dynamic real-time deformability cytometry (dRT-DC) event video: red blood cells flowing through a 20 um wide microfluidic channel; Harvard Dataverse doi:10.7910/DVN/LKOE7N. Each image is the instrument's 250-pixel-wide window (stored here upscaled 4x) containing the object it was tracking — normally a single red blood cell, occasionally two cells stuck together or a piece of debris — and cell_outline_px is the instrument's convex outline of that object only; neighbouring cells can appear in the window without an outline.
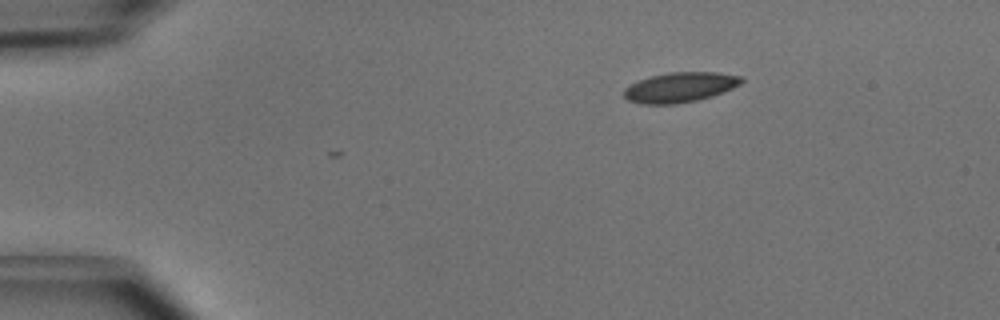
{"species": "common noctule bat (a hibernating species)", "species_latin": "Nyctalus noctula", "temperature_condition": "cold", "stored_images_in_passage": 2, "camera_frame_rate_fps": 3000, "um_per_image_px": 0.085, "animal": {"sex": "male", "body_mass_g": 15.6}, "frame": {"image": 1, "passage_image": 2, "time_ms": 0.333, "image_size_px": [1000, 320], "cell_outline_px": [[744, 80], [740, 84], [732, 88], [712, 96], [696, 100], [676, 104], [640, 104], [628, 100], [624, 96], [624, 88], [640, 80], [652, 76], [668, 72], [716, 72], [744, 76]], "centroid_in_image_um": [57.82, 7.41], "position_along_channel_um": 27.2, "area_um2": 20.46}}